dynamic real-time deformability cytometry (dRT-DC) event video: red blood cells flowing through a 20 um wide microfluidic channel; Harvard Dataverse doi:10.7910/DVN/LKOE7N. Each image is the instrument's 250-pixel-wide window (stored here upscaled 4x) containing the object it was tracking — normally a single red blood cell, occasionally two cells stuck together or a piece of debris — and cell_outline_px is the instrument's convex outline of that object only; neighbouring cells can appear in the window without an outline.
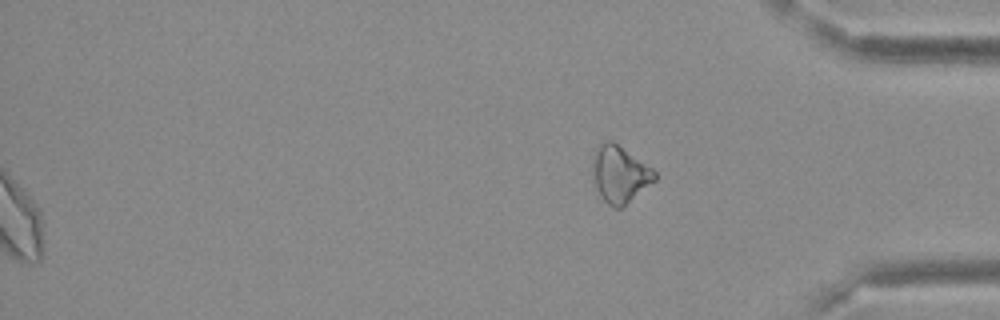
{"species": "Egyptian fruit bat (a non-hibernating species)", "species_latin": "Rousettus aegyptiacus", "temperature_condition": "cold", "stored_images_in_passage": 45, "segment_of_instrument_passage": [2, 2], "camera_frame_rate_fps": 3000, "um_per_image_px": 0.085, "frame": {"image": 1, "passage_image": 45, "time_ms": 14.667, "image_size_px": [1000, 320], "cell_outline_px": [[656, 180], [624, 208], [616, 208], [608, 204], [600, 196], [596, 188], [592, 172], [592, 156], [596, 148], [604, 140], [612, 140], [652, 168], [656, 172]], "centroid_in_image_um": [52.67, 14.82], "position_along_channel_um": 382.5, "area_um2": 20.87}}